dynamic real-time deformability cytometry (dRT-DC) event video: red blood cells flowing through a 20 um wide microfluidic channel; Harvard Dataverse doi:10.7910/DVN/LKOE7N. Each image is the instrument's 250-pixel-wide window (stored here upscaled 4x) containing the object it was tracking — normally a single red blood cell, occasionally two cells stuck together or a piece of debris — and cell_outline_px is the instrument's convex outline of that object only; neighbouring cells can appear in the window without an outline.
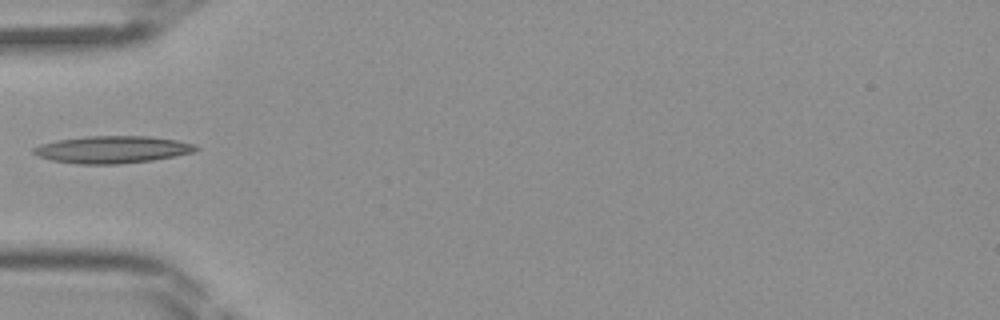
{"species": "Egyptian fruit bat (a non-hibernating species)", "species_latin": "Rousettus aegyptiacus", "temperature_condition": "room temperature", "stored_images_in_passage": 25, "camera_frame_rate_fps": 3000, "um_per_image_px": 0.085, "frame": {"image": 1, "passage_image": 1, "time_ms": 0.0, "image_size_px": [1000, 320], "cell_outline_px": [[200, 148], [192, 152], [152, 160], [120, 164], [76, 164], [52, 160], [40, 156], [32, 152], [32, 148], [40, 144], [56, 140], [88, 136], [148, 136], [176, 140], [196, 144]], "centroid_in_image_um": [9.53, 12.71], "position_along_channel_um": 75.5, "area_um2": 25.66}}
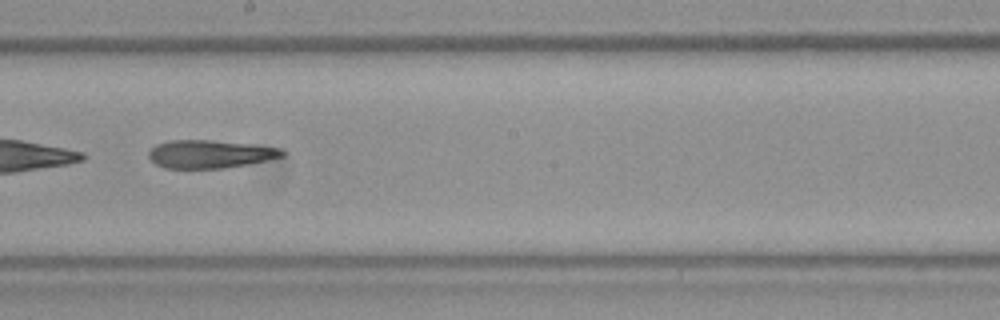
{"frame": {"image": 2, "passage_image": 11, "time_ms": 3.333, "image_size_px": [1000, 320], "cell_outline_px": [[288, 152], [284, 156], [248, 164], [224, 168], [164, 168], [156, 164], [148, 156], [148, 152], [156, 144], [168, 140], [212, 140], [252, 144], [280, 148]], "centroid_in_image_um": [17.86, 13.09], "position_along_channel_um": 230.3, "area_um2": 21.91}}